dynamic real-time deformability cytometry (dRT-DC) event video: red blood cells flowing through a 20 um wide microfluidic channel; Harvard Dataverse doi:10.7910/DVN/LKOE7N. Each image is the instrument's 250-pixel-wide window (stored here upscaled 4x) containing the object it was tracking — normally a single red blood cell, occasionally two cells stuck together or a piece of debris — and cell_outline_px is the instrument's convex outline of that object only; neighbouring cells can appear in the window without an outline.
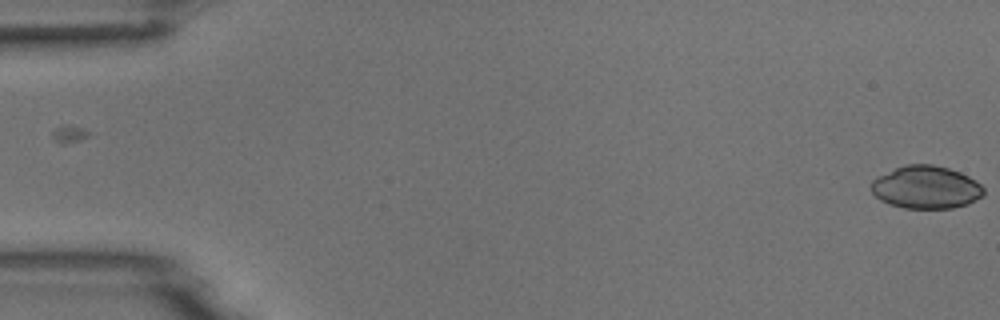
{"species": "common noctule bat (a hibernating species)", "species_latin": "Nyctalus noctula", "temperature_condition": "room temperature", "stored_images_in_passage": 2, "camera_frame_rate_fps": 3000, "um_per_image_px": 0.085, "animal": {"sex": "male", "body_mass_g": 18.8}, "frame": {"image": 1, "passage_image": 2, "time_ms": 1.0, "image_size_px": [1000, 320], "cell_outline_px": [[984, 196], [968, 204], [952, 208], [904, 208], [888, 204], [880, 200], [872, 192], [872, 180], [904, 164], [932, 164], [948, 168], [960, 172], [976, 180], [984, 188]], "centroid_in_image_um": [78.75, 15.92], "position_along_channel_um": 6.3, "area_um2": 28.03}}